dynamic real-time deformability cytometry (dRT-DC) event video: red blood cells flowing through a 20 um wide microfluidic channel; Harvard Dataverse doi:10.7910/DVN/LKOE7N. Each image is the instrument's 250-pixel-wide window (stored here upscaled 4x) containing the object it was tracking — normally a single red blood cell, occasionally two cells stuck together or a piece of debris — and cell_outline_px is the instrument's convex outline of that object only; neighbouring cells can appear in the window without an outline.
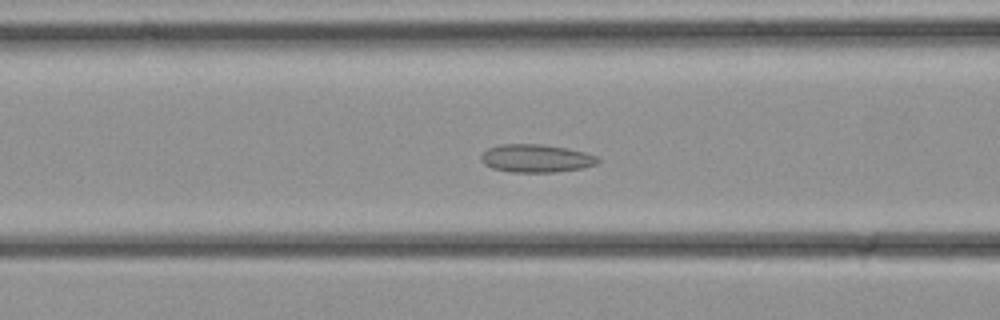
{"species": "common noctule bat (a hibernating species)", "species_latin": "Nyctalus noctula", "temperature_condition": "cold", "stored_images_in_passage": 32, "camera_frame_rate_fps": 3000, "um_per_image_px": 0.085, "animal": {"sex": "female", "body_mass_g": 21.9}, "frame": {"image": 1, "passage_image": 10, "time_ms": 3.0, "image_size_px": [1000, 320], "cell_outline_px": [[600, 160], [596, 164], [584, 168], [552, 172], [512, 172], [492, 168], [484, 164], [480, 160], [480, 156], [488, 148], [500, 144], [540, 144], [568, 148], [584, 152], [596, 156]], "centroid_in_image_um": [45.55, 13.46], "position_along_channel_um": 121.0, "area_um2": 19.07}}
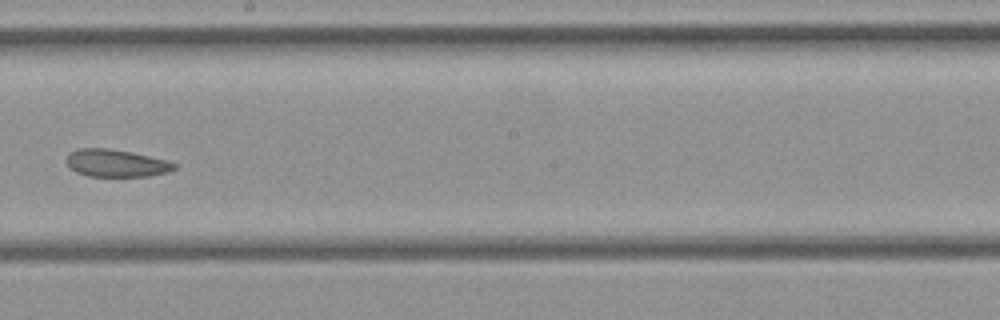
{"frame": {"image": 2, "passage_image": 16, "time_ms": 5.0, "image_size_px": [1000, 320], "cell_outline_px": [[180, 164], [176, 168], [168, 172], [148, 176], [88, 176], [76, 172], [68, 168], [68, 152], [76, 148], [108, 148], [132, 152], [168, 160]], "centroid_in_image_um": [9.89, 13.86], "position_along_channel_um": 238.3, "area_um2": 17.46}}
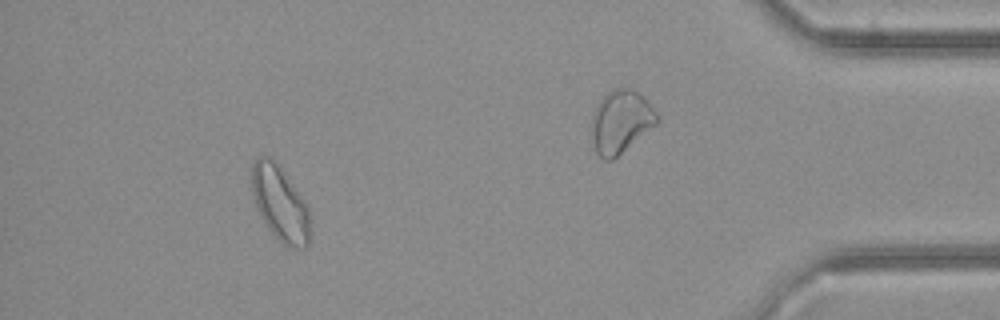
{"frame": {"image": 3, "passage_image": 28, "time_ms": 9.0, "image_size_px": [1000, 320], "cell_outline_px": [[312, 232], [308, 244], [304, 248], [288, 248], [272, 232], [264, 220], [256, 204], [252, 192], [252, 164], [256, 156], [268, 156], [276, 164], [304, 200], [308, 208]], "centroid_in_image_um": [23.84, 17.34], "position_along_channel_um": 411.4, "area_um2": 24.97}}